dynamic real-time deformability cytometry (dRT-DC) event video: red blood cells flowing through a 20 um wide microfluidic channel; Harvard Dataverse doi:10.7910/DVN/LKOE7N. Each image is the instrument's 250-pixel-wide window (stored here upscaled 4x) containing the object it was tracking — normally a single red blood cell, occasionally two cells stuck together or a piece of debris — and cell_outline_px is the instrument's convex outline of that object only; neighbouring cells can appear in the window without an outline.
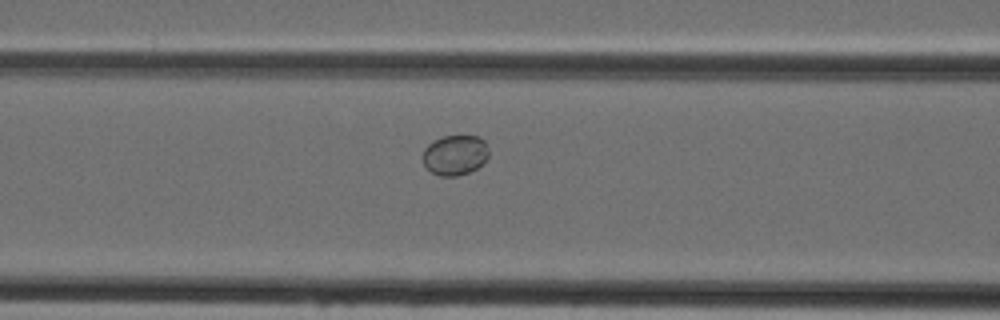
{"species": "Egyptian fruit bat (a non-hibernating species)", "species_latin": "Rousettus aegyptiacus", "temperature_condition": "cold", "stored_images_in_passage": 46, "camera_frame_rate_fps": 3000, "um_per_image_px": 0.085, "animal": {"sex": "female"}, "frame": {"image": 1, "passage_image": 18, "time_ms": 5.667, "image_size_px": [1000, 320], "cell_outline_px": [[488, 156], [476, 168], [468, 172], [456, 176], [440, 176], [432, 172], [424, 164], [424, 148], [428, 144], [444, 136], [480, 136], [484, 140], [488, 148]], "centroid_in_image_um": [38.69, 13.17], "position_along_channel_um": 127.9, "area_um2": 15.14}}
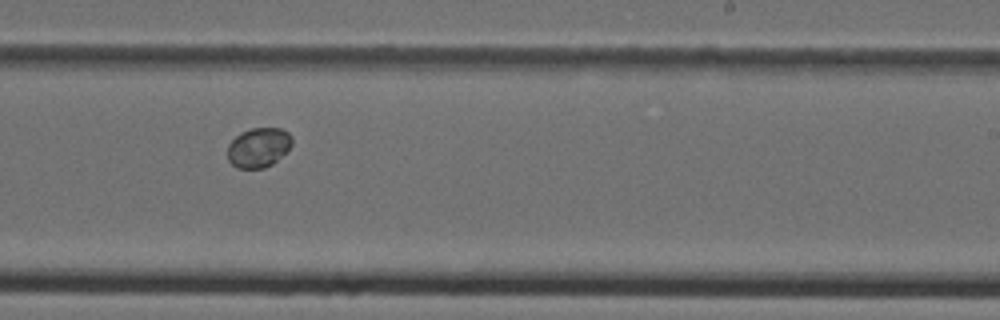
{"frame": {"image": 2, "passage_image": 28, "time_ms": 9.0, "image_size_px": [1000, 320], "cell_outline_px": [[292, 144], [272, 164], [264, 168], [236, 168], [228, 160], [228, 144], [240, 132], [252, 128], [280, 128], [288, 132], [292, 136]], "centroid_in_image_um": [21.95, 12.53], "position_along_channel_um": 267.0, "area_um2": 14.8}}
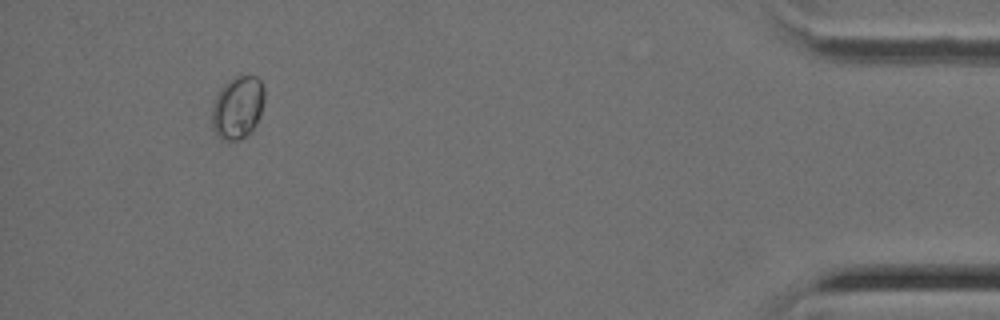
{"frame": {"image": 3, "passage_image": 43, "time_ms": 14.0, "image_size_px": [1000, 320], "cell_outline_px": [[264, 100], [260, 116], [256, 124], [248, 136], [240, 140], [220, 140], [216, 136], [212, 128], [212, 108], [216, 96], [220, 88], [228, 80], [236, 76], [256, 76], [260, 80], [264, 88]], "centroid_in_image_um": [20.19, 9.16], "position_along_channel_um": 415.0, "area_um2": 19.48}}